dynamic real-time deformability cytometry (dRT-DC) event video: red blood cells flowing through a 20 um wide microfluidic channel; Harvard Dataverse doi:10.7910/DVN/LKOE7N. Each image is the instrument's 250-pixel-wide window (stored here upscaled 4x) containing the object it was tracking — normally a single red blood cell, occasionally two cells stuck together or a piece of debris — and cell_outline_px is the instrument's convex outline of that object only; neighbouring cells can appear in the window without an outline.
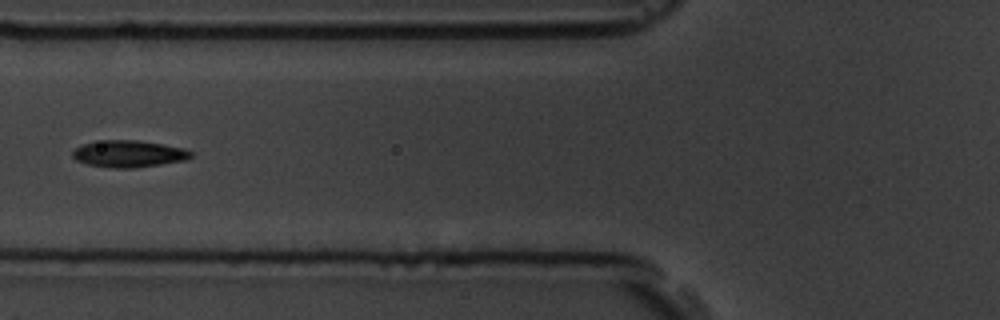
{"species": "common noctule bat (a hibernating species)", "species_latin": "Nyctalus noctula", "temperature_condition": "room temperature", "stored_images_in_passage": 3, "camera_frame_rate_fps": 3000, "um_per_image_px": 0.085, "animal": {"sex": "male", "body_mass_g": 19.5, "forearm_length_mm": 54.6}, "frame": {"image": 1, "passage_image": 3, "time_ms": 2.333, "image_size_px": [1000, 320], "cell_outline_px": [[192, 156], [184, 160], [136, 168], [112, 168], [88, 164], [76, 160], [72, 156], [72, 152], [80, 144], [104, 140], [136, 140], [164, 144], [184, 148], [192, 152]], "centroid_in_image_um": [10.92, 13.07], "position_along_channel_um": 114.9, "area_um2": 18.5}}